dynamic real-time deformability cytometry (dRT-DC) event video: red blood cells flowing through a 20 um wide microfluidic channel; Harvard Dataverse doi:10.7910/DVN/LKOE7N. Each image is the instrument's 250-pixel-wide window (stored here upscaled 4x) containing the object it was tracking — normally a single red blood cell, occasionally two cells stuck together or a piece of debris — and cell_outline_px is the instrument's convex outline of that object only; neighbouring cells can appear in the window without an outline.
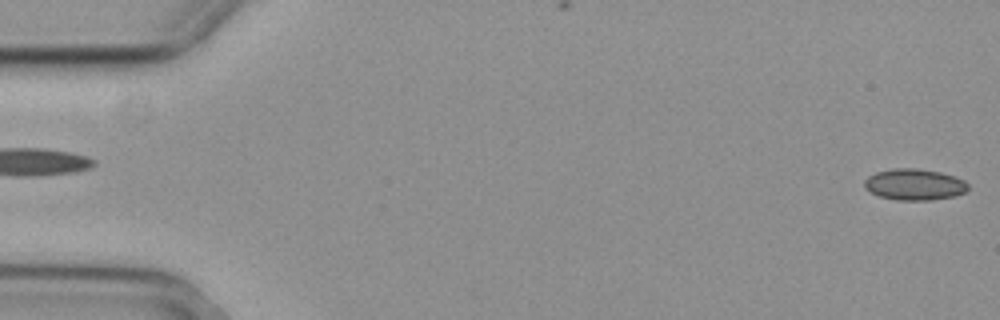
{"species": "common noctule bat (a hibernating species)", "species_latin": "Nyctalus noctula", "temperature_condition": "cold", "stored_images_in_passage": 56, "camera_frame_rate_fps": 3000, "um_per_image_px": 0.085, "animal": {"sex": "female", "body_mass_g": 29.2, "forearm_length_mm": 56.3}, "frame": {"image": 1, "passage_image": 1, "time_ms": 0.0, "image_size_px": [1000, 320], "cell_outline_px": [[968, 188], [964, 192], [952, 196], [932, 200], [896, 200], [880, 196], [864, 188], [864, 180], [868, 176], [876, 172], [892, 168], [916, 168], [940, 172], [964, 180], [968, 184]], "centroid_in_image_um": [77.69, 15.67], "position_along_channel_um": 7.3, "area_um2": 18.79}}
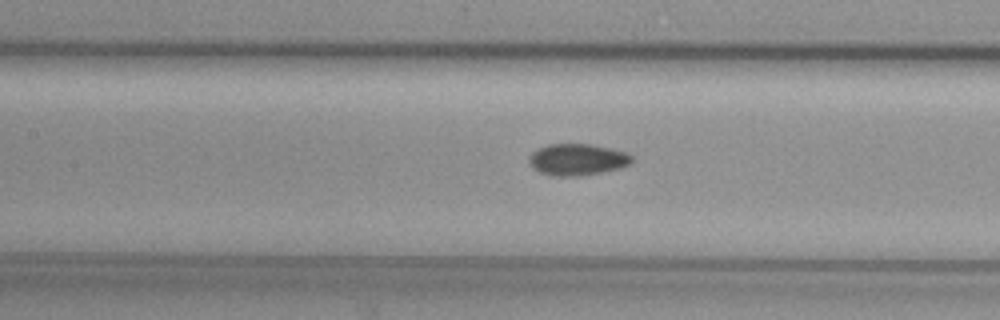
{"frame": {"image": 2, "passage_image": 25, "time_ms": 8.0, "image_size_px": [1000, 320], "cell_outline_px": [[632, 160], [628, 164], [620, 168], [580, 176], [552, 176], [540, 172], [532, 168], [528, 160], [528, 156], [536, 148], [548, 144], [592, 144], [612, 148], [624, 152], [632, 156]], "centroid_in_image_um": [49.02, 13.55], "position_along_channel_um": 158.4, "area_um2": 19.02}}
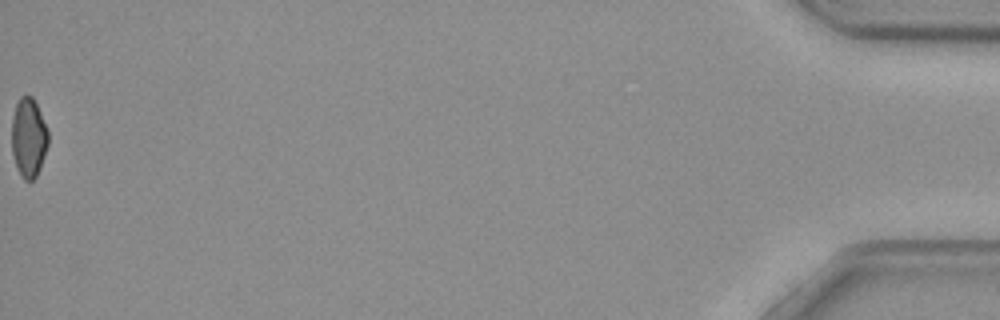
{"frame": {"image": 3, "passage_image": 56, "time_ms": 18.333, "image_size_px": [1000, 320], "cell_outline_px": [[48, 144], [40, 168], [36, 176], [32, 180], [24, 180], [20, 176], [16, 168], [12, 152], [12, 116], [16, 104], [20, 96], [32, 96], [40, 112], [48, 132]], "centroid_in_image_um": [2.41, 11.72], "position_along_channel_um": 432.8, "area_um2": 16.82}, "authors_computed_cell_mechanics": {"area_um2": 18.3226, "velocity_mm_per_s": 3.7056, "shape_relaxation_time_tau1_ms": 9.8707, "shape_relaxation_time_tau2_ms": null, "deformation_change_tau1": 0.1122, "deformation_change_tau2": null}}